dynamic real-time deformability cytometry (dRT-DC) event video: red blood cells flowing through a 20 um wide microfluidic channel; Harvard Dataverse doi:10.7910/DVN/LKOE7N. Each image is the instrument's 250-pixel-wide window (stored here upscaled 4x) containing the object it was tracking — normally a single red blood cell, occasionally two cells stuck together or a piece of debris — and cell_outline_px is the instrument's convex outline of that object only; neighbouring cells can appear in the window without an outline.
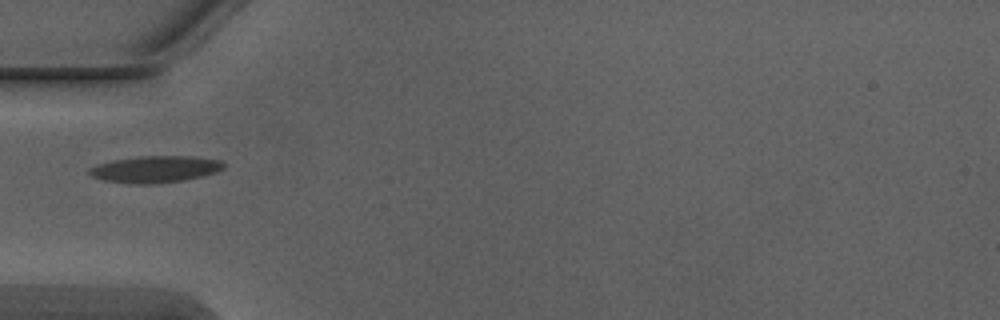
{"species": "Egyptian fruit bat (a non-hibernating species)", "species_latin": "Rousettus aegyptiacus", "temperature_condition": "warm", "stored_images_in_passage": 1, "camera_frame_rate_fps": 3000, "um_per_image_px": 0.085, "animal": {"sex": "male"}, "frame": {"image": 1, "passage_image": 1, "time_ms": 0.0, "image_size_px": [1000, 320], "cell_outline_px": [[224, 168], [216, 172], [200, 176], [180, 180], [156, 184], [136, 184], [104, 180], [92, 176], [88, 172], [88, 168], [112, 160], [140, 156], [192, 156], [220, 160], [224, 164]], "centroid_in_image_um": [13.18, 14.37], "position_along_channel_um": 71.8, "area_um2": 20.69}}